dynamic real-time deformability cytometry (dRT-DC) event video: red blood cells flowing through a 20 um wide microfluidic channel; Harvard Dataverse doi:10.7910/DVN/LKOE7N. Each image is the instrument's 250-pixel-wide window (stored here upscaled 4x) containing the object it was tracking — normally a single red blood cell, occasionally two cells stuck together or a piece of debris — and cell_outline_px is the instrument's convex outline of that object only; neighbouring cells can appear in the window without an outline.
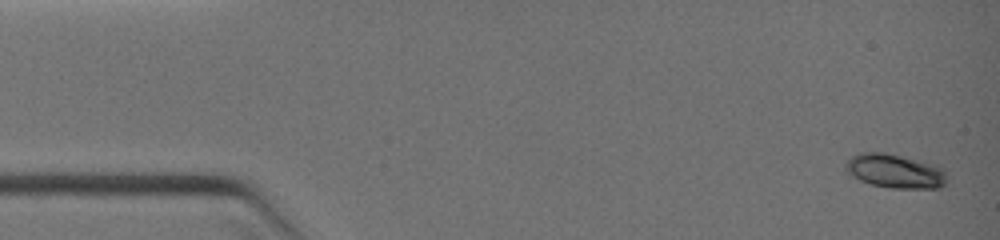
{"species": "common noctule bat (a hibernating species)", "species_latin": "Nyctalus noctula", "temperature_condition": "warm", "stored_images_in_passage": 8, "camera_frame_rate_fps": 3000, "um_per_image_px": 0.085, "animal": {"sex": "female", "body_mass_g": 19.0, "forearm_length_mm": 51.5}, "frame": {"image": 1, "passage_image": 1, "time_ms": 0.0, "image_size_px": [1000, 240], "cell_outline_px": [[944, 184], [940, 188], [892, 188], [872, 184], [860, 180], [848, 172], [844, 168], [844, 164], [856, 152], [884, 152], [920, 160], [936, 164], [944, 168]], "centroid_in_image_um": [76.06, 14.52], "position_along_channel_um": 8.9, "area_um2": 20.06}}
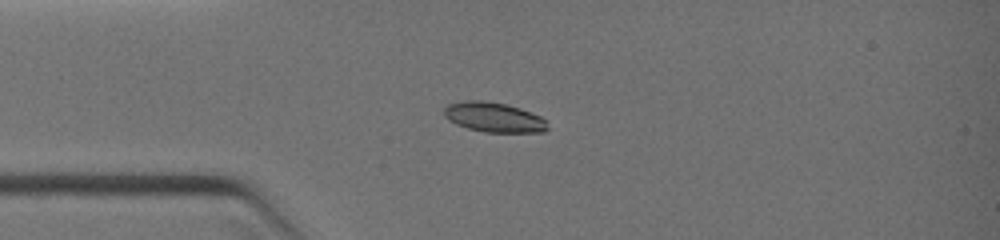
{"frame": {"image": 2, "passage_image": 5, "time_ms": 2.667, "image_size_px": [1000, 240], "cell_outline_px": [[548, 128], [544, 132], [484, 132], [468, 128], [456, 124], [448, 120], [444, 116], [444, 108], [448, 104], [468, 100], [484, 100], [504, 104], [520, 108], [540, 116], [548, 120]], "centroid_in_image_um": [41.99, 9.97], "position_along_channel_um": 43.0, "area_um2": 18.03}}
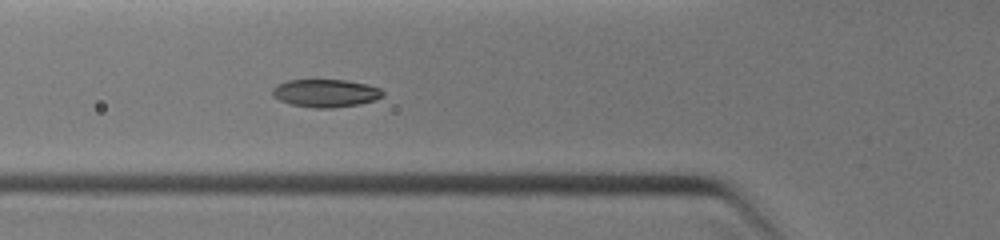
{"frame": {"image": 3, "passage_image": 8, "time_ms": 4.0, "image_size_px": [1000, 240], "cell_outline_px": [[384, 96], [360, 104], [332, 108], [312, 108], [288, 104], [272, 96], [272, 88], [276, 84], [288, 80], [344, 80], [368, 84], [380, 88], [384, 92]], "centroid_in_image_um": [27.65, 7.92], "position_along_channel_um": 98.2, "area_um2": 18.09}}